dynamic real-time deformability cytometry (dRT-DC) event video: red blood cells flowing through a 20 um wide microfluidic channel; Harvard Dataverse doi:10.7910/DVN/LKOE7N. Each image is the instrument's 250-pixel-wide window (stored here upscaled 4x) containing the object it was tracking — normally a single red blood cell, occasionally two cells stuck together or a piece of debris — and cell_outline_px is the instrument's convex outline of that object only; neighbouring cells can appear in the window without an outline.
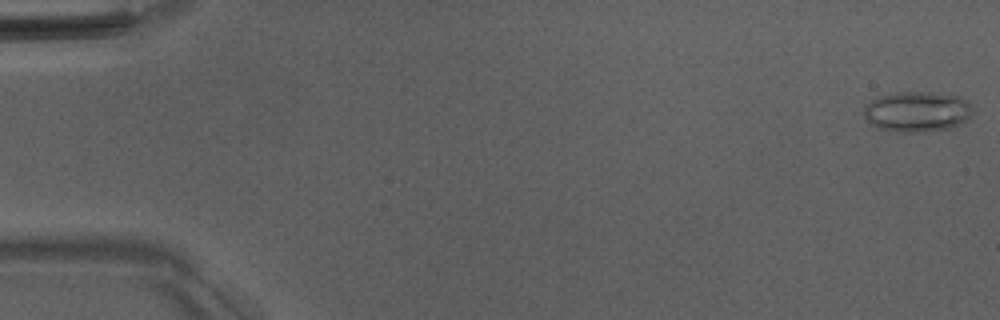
{"species": "Egyptian fruit bat (a non-hibernating species)", "species_latin": "Rousettus aegyptiacus", "temperature_condition": "room temperature", "stored_images_in_passage": 14, "camera_frame_rate_fps": 3000, "um_per_image_px": 0.085, "animal": {"sex": "male"}, "frame": {"image": 1, "passage_image": 1, "time_ms": 0.0, "image_size_px": [1000, 320], "cell_outline_px": [[976, 112], [968, 120], [960, 124], [948, 128], [924, 132], [896, 132], [876, 128], [864, 120], [864, 104], [880, 96], [896, 92], [932, 92], [960, 96], [972, 104]], "centroid_in_image_um": [77.98, 9.49], "position_along_channel_um": 7.0, "area_um2": 26.3}}